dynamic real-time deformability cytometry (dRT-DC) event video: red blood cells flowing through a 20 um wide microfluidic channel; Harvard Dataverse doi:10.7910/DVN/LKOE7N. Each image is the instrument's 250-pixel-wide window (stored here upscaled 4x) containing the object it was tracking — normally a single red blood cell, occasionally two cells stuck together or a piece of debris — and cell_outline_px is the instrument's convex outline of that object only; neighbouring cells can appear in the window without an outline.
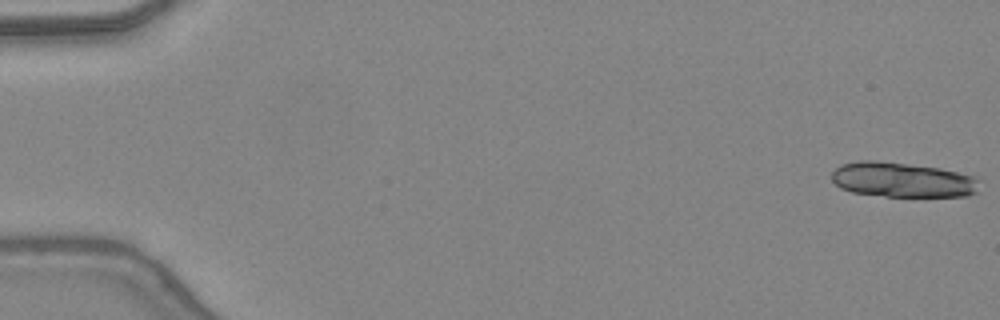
{"species": "common noctule bat (a hibernating species)", "species_latin": "Nyctalus noctula", "temperature_condition": "warm", "stored_images_in_passage": 19, "camera_frame_rate_fps": 3000, "um_per_image_px": 0.085, "animal": {"sex": "female", "body_mass_g": 24.6, "forearm_length_mm": 56.2}, "frame": {"image": 1, "passage_image": 1, "time_ms": 0.0, "image_size_px": [1000, 320], "cell_outline_px": [[976, 192], [968, 196], [884, 196], [852, 192], [840, 188], [832, 180], [832, 172], [840, 164], [860, 160], [872, 160], [908, 164], [940, 168], [976, 176]], "centroid_in_image_um": [76.66, 15.28], "position_along_channel_um": 8.3, "area_um2": 29.88}}
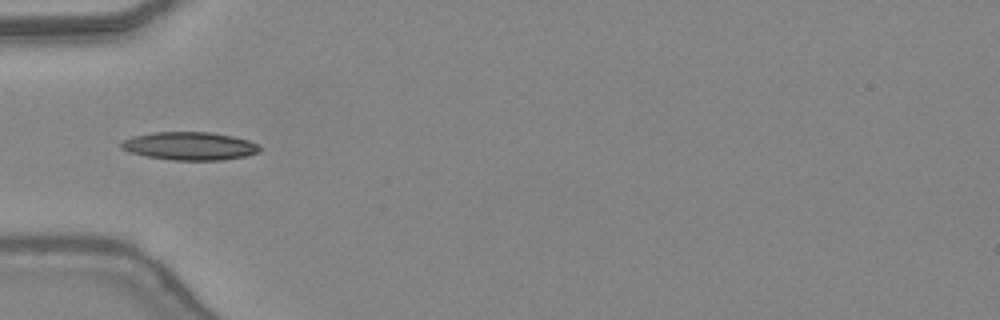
{"frame": {"image": 2, "passage_image": 17, "time_ms": 5.333, "image_size_px": [1000, 320], "cell_outline_px": [[264, 148], [260, 152], [244, 156], [224, 160], [172, 160], [148, 156], [128, 152], [120, 148], [120, 140], [132, 136], [156, 132], [212, 132], [232, 136], [248, 140], [260, 144]], "centroid_in_image_um": [16.14, 12.41], "position_along_channel_um": 68.9, "area_um2": 22.95}}